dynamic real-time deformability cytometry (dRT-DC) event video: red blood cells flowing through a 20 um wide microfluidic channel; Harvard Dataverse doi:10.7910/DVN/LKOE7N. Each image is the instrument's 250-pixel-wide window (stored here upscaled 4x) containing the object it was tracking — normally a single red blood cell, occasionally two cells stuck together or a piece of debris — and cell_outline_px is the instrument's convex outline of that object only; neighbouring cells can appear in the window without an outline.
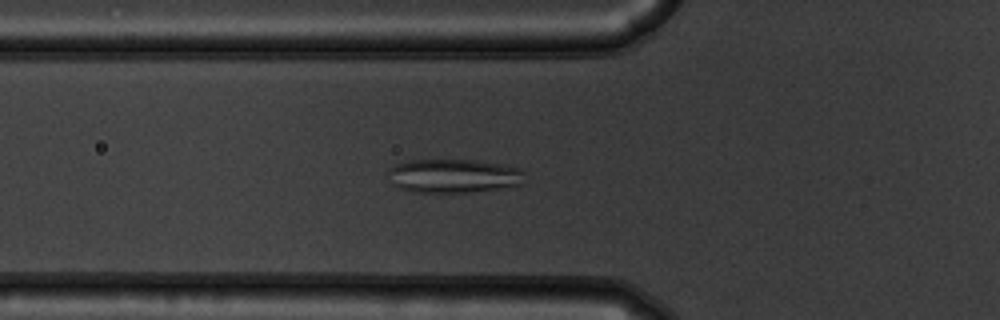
{"species": "common noctule bat (a hibernating species)", "species_latin": "Nyctalus noctula", "temperature_condition": "warm", "stored_images_in_passage": 54, "camera_frame_rate_fps": 3000, "um_per_image_px": 0.085, "animal": {"sex": "male", "body_mass_g": 19.5, "forearm_length_mm": 54.6}, "frame": {"image": 1, "passage_image": 20, "time_ms": 6.333, "image_size_px": [1000, 320], "cell_outline_px": [[524, 184], [516, 188], [468, 192], [416, 192], [400, 188], [392, 184], [388, 168], [396, 164], [408, 160], [476, 160], [500, 164], [520, 168], [524, 172]], "centroid_in_image_um": [38.65, 14.96], "position_along_channel_um": 87.2, "area_um2": 27.34}}
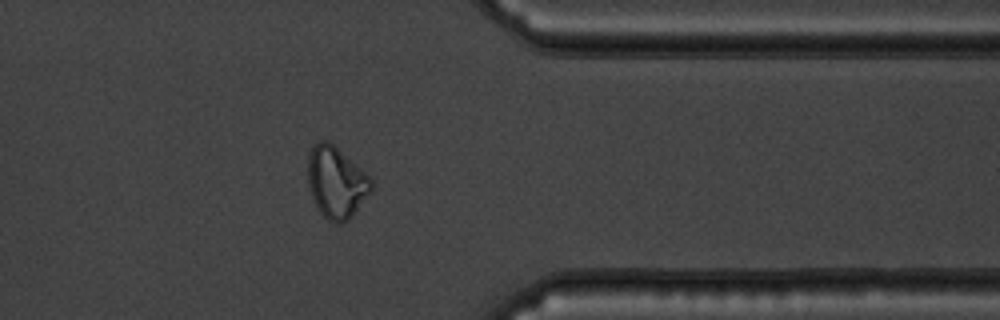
{"frame": {"image": 2, "passage_image": 44, "time_ms": 14.333, "image_size_px": [1000, 320], "cell_outline_px": [[372, 192], [348, 220], [340, 224], [336, 224], [328, 220], [320, 212], [308, 188], [308, 156], [312, 148], [320, 140], [328, 140], [372, 176]], "centroid_in_image_um": [28.61, 15.5], "position_along_channel_um": 382.8, "area_um2": 26.65}}
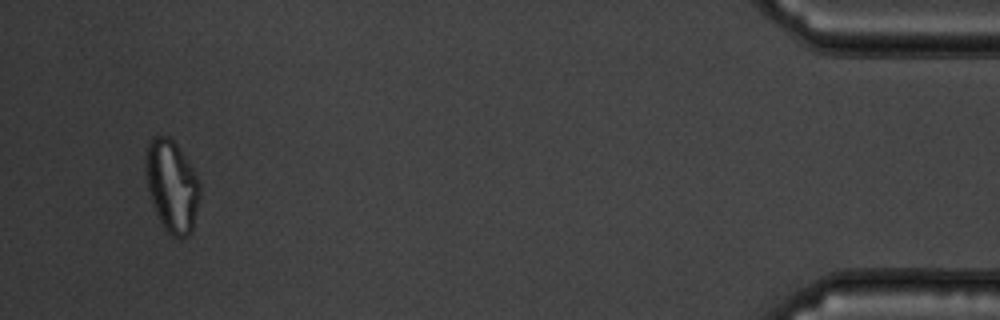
{"frame": {"image": 3, "passage_image": 52, "time_ms": 17.0, "image_size_px": [1000, 320], "cell_outline_px": [[200, 196], [192, 232], [188, 236], [172, 236], [164, 228], [152, 204], [148, 188], [144, 168], [144, 156], [148, 144], [152, 136], [168, 136], [176, 144], [192, 168], [200, 184]], "centroid_in_image_um": [14.59, 15.8], "position_along_channel_um": 420.6, "area_um2": 28.96}, "authors_computed_cell_mechanics": {"area_um2": 27.2238, "velocity_mm_per_s": 3.7981, "shape_relaxation_time_tau1_ms": null, "shape_relaxation_time_tau2_ms": 1.4642, "deformation_change_tau1": null, "deformation_change_tau2": 0.07}}